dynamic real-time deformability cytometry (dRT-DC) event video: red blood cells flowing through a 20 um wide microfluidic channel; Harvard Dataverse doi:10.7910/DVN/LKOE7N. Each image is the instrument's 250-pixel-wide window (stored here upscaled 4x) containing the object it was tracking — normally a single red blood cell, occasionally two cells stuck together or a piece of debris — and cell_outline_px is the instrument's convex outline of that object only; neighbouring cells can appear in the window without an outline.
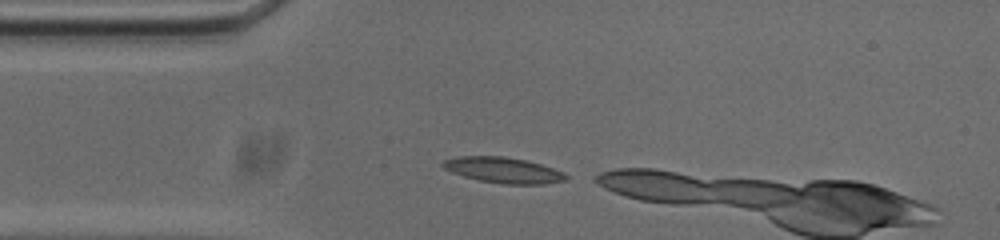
{"species": "common noctule bat (a hibernating species)", "species_latin": "Nyctalus noctula", "temperature_condition": "cold", "stored_images_in_passage": 4, "camera_frame_rate_fps": 3000, "um_per_image_px": 0.085, "animal": {"sex": "male", "body_mass_g": 20.0, "forearm_length_mm": 53.3}, "frame": {"image": 1, "passage_image": 1, "time_ms": 0.0, "image_size_px": [1000, 240], "cell_outline_px": [[568, 176], [564, 180], [544, 184], [504, 184], [480, 180], [464, 176], [452, 172], [444, 168], [440, 164], [444, 160], [460, 156], [504, 156], [524, 160], [540, 164], [564, 172]], "centroid_in_image_um": [42.77, 14.46], "position_along_channel_um": 42.2, "area_um2": 18.21}}